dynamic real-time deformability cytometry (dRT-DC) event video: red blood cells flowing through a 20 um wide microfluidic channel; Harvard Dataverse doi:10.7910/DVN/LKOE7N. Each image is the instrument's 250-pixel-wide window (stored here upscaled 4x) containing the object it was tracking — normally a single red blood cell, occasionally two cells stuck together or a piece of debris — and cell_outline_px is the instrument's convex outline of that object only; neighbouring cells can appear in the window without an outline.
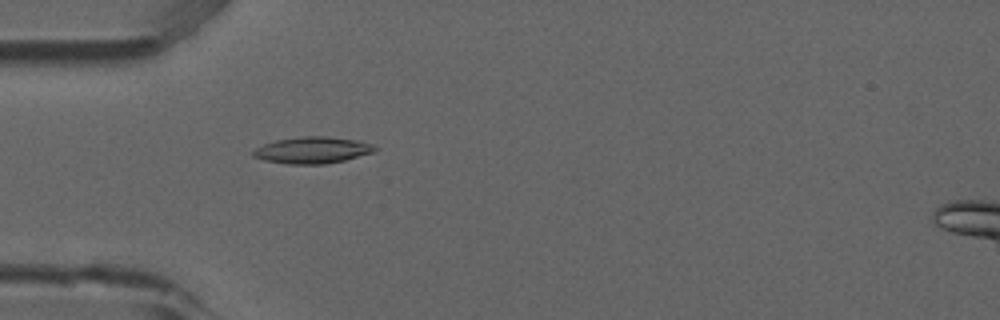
{"species": "common noctule bat (a hibernating species)", "species_latin": "Nyctalus noctula", "temperature_condition": "room temperature", "stored_images_in_passage": 6, "camera_frame_rate_fps": 3000, "um_per_image_px": 0.085, "animal": {"sex": "male", "forearm_length_mm": 52.5}, "frame": {"image": 1, "passage_image": 5, "time_ms": 1.333, "image_size_px": [1000, 320], "cell_outline_px": [[376, 152], [344, 160], [324, 164], [288, 164], [264, 160], [252, 156], [252, 152], [256, 148], [264, 144], [276, 140], [304, 136], [324, 136], [360, 140], [372, 144], [376, 148]], "centroid_in_image_um": [26.58, 12.76], "position_along_channel_um": 58.4, "area_um2": 18.84}}